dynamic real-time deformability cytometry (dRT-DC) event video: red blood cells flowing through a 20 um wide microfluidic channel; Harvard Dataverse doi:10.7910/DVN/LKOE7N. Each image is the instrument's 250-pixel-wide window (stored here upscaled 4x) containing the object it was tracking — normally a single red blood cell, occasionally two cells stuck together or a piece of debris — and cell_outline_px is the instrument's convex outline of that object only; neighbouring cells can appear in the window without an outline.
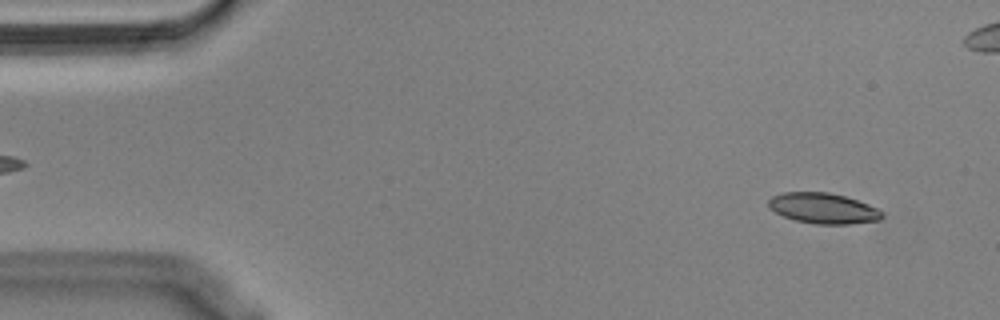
{"species": "Egyptian fruit bat (a non-hibernating species)", "species_latin": "Rousettus aegyptiacus", "temperature_condition": "cold", "stored_images_in_passage": 56, "camera_frame_rate_fps": 3000, "um_per_image_px": 0.085, "animal": {"sex": "male"}, "frame": {"image": 1, "passage_image": 4, "time_ms": 1.0, "image_size_px": [1000, 320], "cell_outline_px": [[884, 216], [880, 220], [848, 224], [816, 224], [796, 220], [784, 216], [768, 208], [768, 200], [772, 196], [784, 192], [828, 192], [844, 196], [868, 204], [884, 212]], "centroid_in_image_um": [69.97, 17.7], "position_along_channel_um": 15.0, "area_um2": 20.17}}
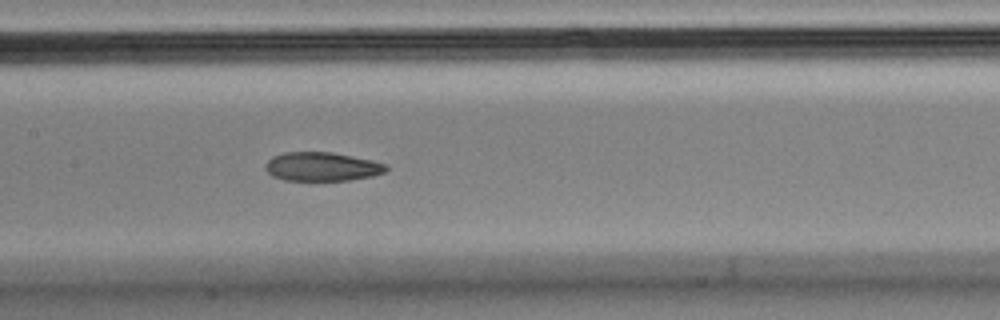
{"frame": {"image": 2, "passage_image": 26, "time_ms": 8.333, "image_size_px": [1000, 320], "cell_outline_px": [[388, 168], [384, 172], [372, 176], [348, 180], [284, 180], [272, 176], [264, 168], [264, 164], [272, 156], [284, 152], [332, 152], [372, 160], [388, 164]], "centroid_in_image_um": [27.35, 14.16], "position_along_channel_um": 180.1, "area_um2": 20.35}}
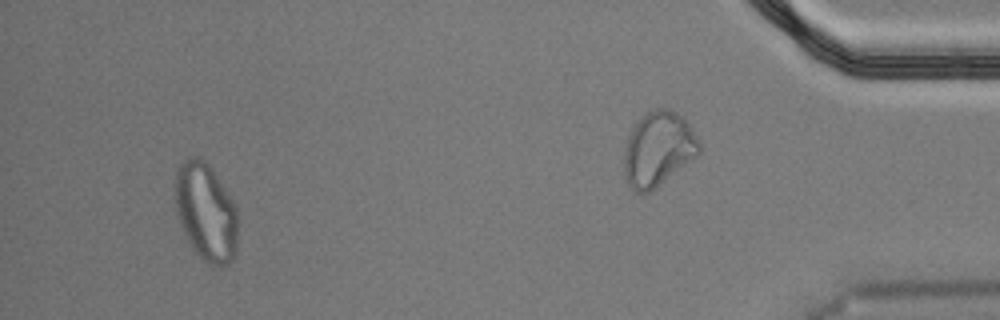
{"frame": {"image": 3, "passage_image": 52, "time_ms": 17.0, "image_size_px": [1000, 320], "cell_outline_px": [[236, 252], [232, 260], [228, 264], [208, 264], [192, 248], [180, 224], [176, 212], [176, 172], [180, 164], [188, 156], [196, 156], [204, 160], [208, 164], [236, 204]], "centroid_in_image_um": [17.5, 18.0], "position_along_channel_um": 417.7, "area_um2": 35.32}, "authors_computed_cell_mechanics": {"area_um2": 21.4149, "velocity_mm_per_s": 3.5891, "shape_relaxation_time_tau1_ms": null, "shape_relaxation_time_tau2_ms": 5.0167, "deformation_change_tau1": null, "deformation_change_tau2": 0.1124}}